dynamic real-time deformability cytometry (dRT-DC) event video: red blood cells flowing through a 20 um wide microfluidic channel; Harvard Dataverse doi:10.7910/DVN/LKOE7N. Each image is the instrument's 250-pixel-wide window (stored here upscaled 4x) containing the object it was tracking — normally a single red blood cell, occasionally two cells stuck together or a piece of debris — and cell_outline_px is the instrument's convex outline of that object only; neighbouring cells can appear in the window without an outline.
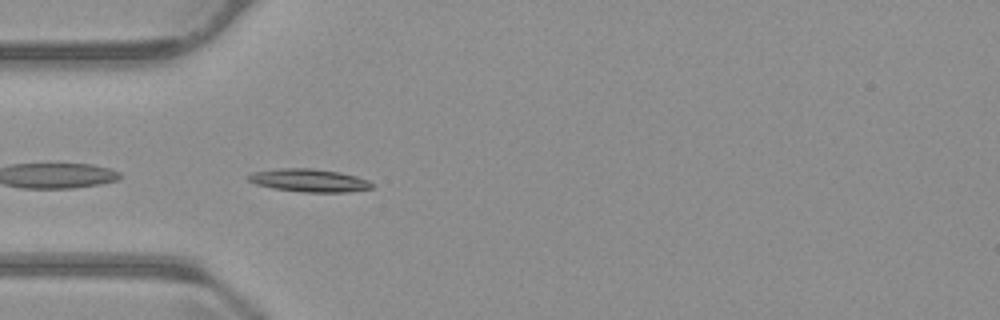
{"species": "common noctule bat (a hibernating species)", "species_latin": "Nyctalus noctula", "temperature_condition": "warm", "stored_images_in_passage": 41, "camera_frame_rate_fps": 3000, "um_per_image_px": 0.085, "animal": {"sex": "male", "body_mass_g": 23.1, "forearm_length_mm": 52.7}, "frame": {"image": 1, "passage_image": 2, "time_ms": 0.333, "image_size_px": [1000, 320], "cell_outline_px": [[372, 188], [348, 192], [304, 192], [272, 188], [256, 184], [248, 180], [244, 176], [252, 172], [280, 168], [312, 168], [340, 172], [356, 176], [368, 180], [372, 184]], "centroid_in_image_um": [26.24, 15.33], "position_along_channel_um": 58.8, "area_um2": 16.59}}
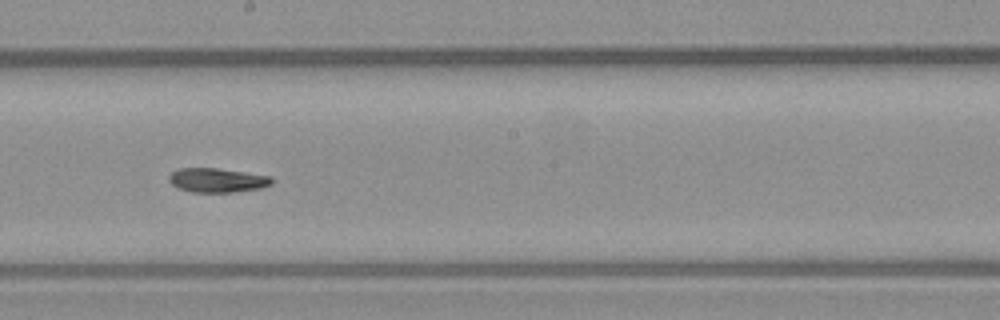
{"frame": {"image": 2, "passage_image": 16, "time_ms": 5.0, "image_size_px": [1000, 320], "cell_outline_px": [[272, 184], [260, 188], [232, 192], [192, 192], [180, 188], [172, 184], [168, 180], [168, 176], [172, 172], [180, 168], [216, 168], [272, 176]], "centroid_in_image_um": [18.46, 15.31], "position_along_channel_um": 229.7, "area_um2": 14.39}}
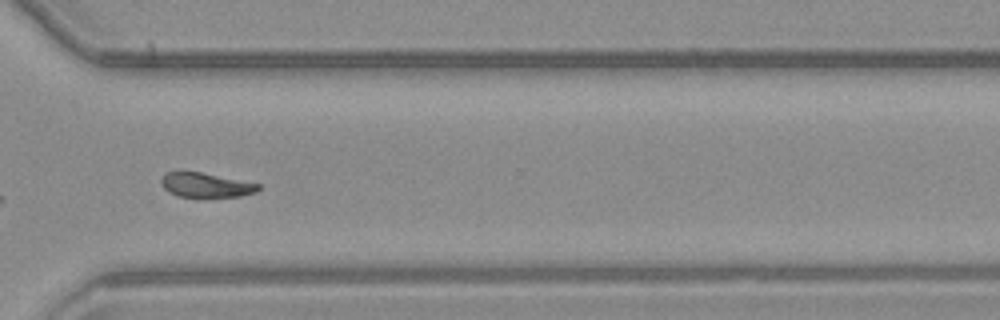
{"frame": {"image": 3, "passage_image": 26, "time_ms": 8.333, "image_size_px": [1000, 320], "cell_outline_px": [[260, 188], [256, 192], [240, 196], [204, 200], [196, 200], [176, 196], [168, 192], [160, 184], [160, 180], [164, 172], [200, 172], [260, 184]], "centroid_in_image_um": [17.45, 15.8], "position_along_channel_um": 353.2, "area_um2": 14.68}}